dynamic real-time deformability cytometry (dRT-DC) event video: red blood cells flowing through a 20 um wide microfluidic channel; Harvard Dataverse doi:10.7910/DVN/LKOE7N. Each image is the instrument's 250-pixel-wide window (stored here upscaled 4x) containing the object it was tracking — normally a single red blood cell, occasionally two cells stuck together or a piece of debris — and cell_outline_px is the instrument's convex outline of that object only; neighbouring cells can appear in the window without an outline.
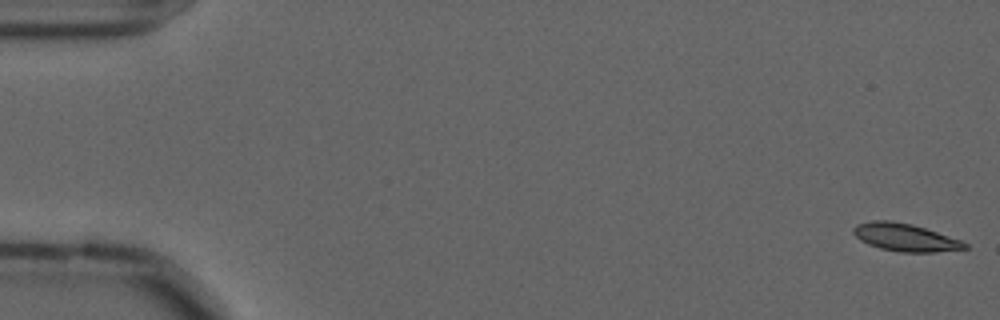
{"species": "common noctule bat (a hibernating species)", "species_latin": "Nyctalus noctula", "temperature_condition": "cold", "stored_images_in_passage": 57, "camera_frame_rate_fps": 3000, "um_per_image_px": 0.085, "animal": {"sex": "male", "forearm_length_mm": 52.5}, "frame": {"image": 1, "passage_image": 1, "time_ms": 0.0, "image_size_px": [1000, 320], "cell_outline_px": [[968, 248], [936, 252], [900, 252], [880, 248], [868, 244], [860, 240], [852, 232], [852, 228], [856, 224], [872, 220], [892, 220], [912, 224], [960, 240], [968, 244]], "centroid_in_image_um": [76.89, 20.17], "position_along_channel_um": 8.1, "area_um2": 17.92}}
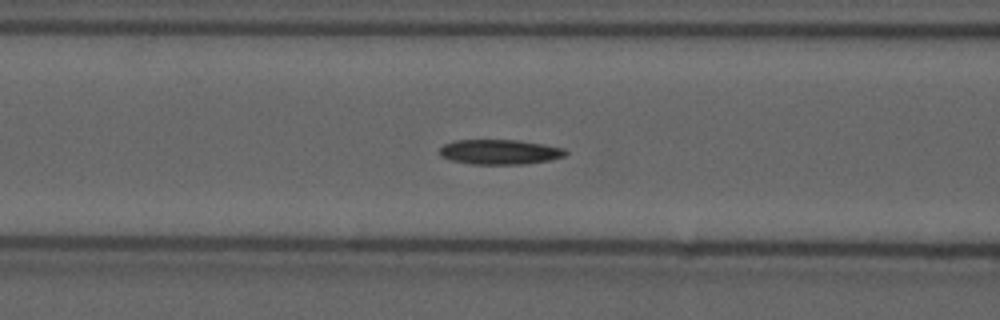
{"frame": {"image": 2, "passage_image": 23, "time_ms": 7.333, "image_size_px": [1000, 320], "cell_outline_px": [[568, 152], [564, 156], [548, 160], [524, 164], [472, 164], [452, 160], [440, 156], [440, 148], [444, 144], [456, 140], [520, 140], [544, 144], [564, 148]], "centroid_in_image_um": [42.48, 12.91], "position_along_channel_um": 124.1, "area_um2": 18.21}}
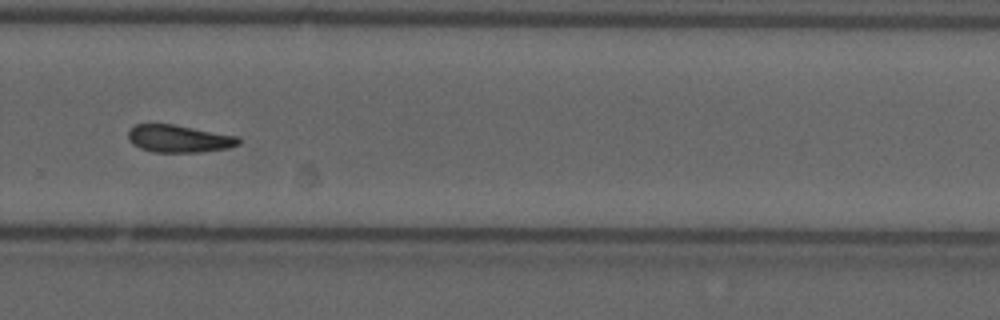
{"frame": {"image": 3, "passage_image": 39, "time_ms": 12.667, "image_size_px": [1000, 320], "cell_outline_px": [[240, 144], [228, 148], [200, 152], [152, 152], [140, 148], [132, 144], [128, 140], [128, 132], [136, 124], [172, 124], [236, 136], [240, 140]], "centroid_in_image_um": [15.18, 11.8], "position_along_channel_um": 314.6, "area_um2": 17.51}, "authors_computed_cell_mechanics": {"area_um2": 18.0914, "velocity_mm_per_s": 3.5859, "shape_relaxation_time_tau1_ms": null, "shape_relaxation_time_tau2_ms": 9.7889, "deformation_change_tau1": null, "deformation_change_tau2": 0.1787}}